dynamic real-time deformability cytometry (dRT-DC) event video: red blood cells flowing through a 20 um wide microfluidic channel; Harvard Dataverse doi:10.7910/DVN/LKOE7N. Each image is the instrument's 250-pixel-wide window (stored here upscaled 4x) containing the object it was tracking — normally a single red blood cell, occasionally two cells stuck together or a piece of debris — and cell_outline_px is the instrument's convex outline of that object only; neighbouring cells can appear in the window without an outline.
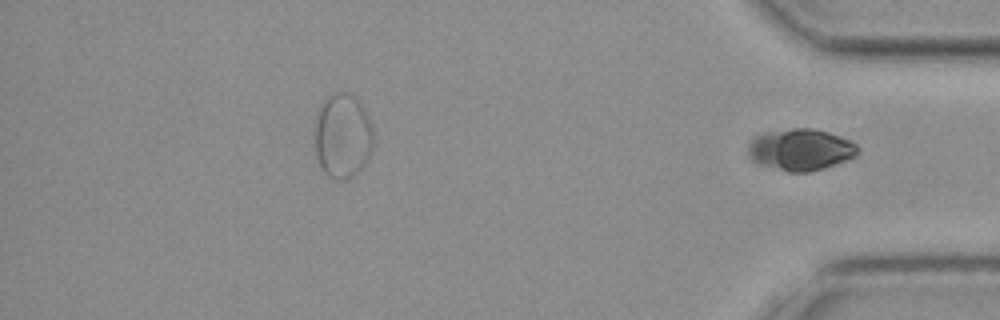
{"species": "common noctule bat (a hibernating species)", "species_latin": "Nyctalus noctula", "temperature_condition": "cold", "stored_images_in_passage": 45, "segment_of_instrument_passage": [2, 2], "camera_frame_rate_fps": 3000, "um_per_image_px": 0.085, "animal": {"sex": "female", "body_mass_g": 19.3, "forearm_length_mm": 54.1}, "frame": {"image": 1, "passage_image": 45, "time_ms": 14.667, "image_size_px": [1000, 320], "cell_outline_px": [[860, 152], [856, 156], [836, 164], [824, 168], [808, 172], [788, 172], [756, 164], [748, 156], [748, 144], [756, 136], [764, 132], [792, 128], [812, 128], [828, 132], [852, 140], [860, 148]], "centroid_in_image_um": [68.06, 12.72], "position_along_channel_um": 367.1, "area_um2": 26.99}}